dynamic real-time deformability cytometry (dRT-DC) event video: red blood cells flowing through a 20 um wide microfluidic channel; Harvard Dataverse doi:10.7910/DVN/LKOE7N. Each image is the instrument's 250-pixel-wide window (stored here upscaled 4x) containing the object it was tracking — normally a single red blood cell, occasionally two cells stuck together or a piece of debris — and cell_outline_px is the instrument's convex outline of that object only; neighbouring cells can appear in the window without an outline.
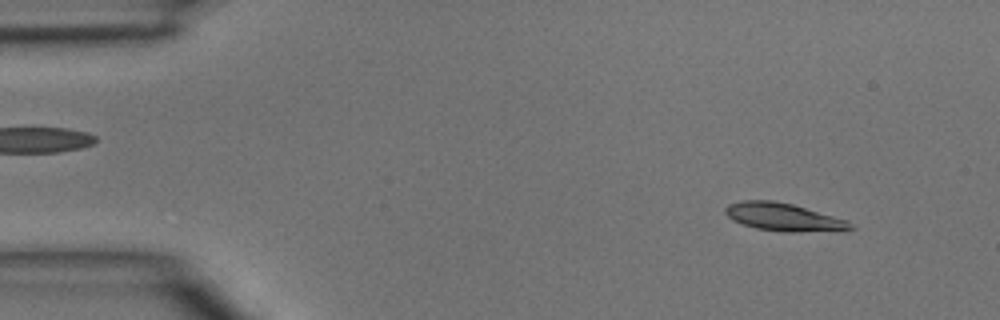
{"species": "common noctule bat (a hibernating species)", "species_latin": "Nyctalus noctula", "temperature_condition": "room temperature", "stored_images_in_passage": 46, "camera_frame_rate_fps": 3000, "um_per_image_px": 0.085, "animal": {"sex": "male", "body_mass_g": 15.6}, "frame": {"image": 1, "passage_image": 4, "time_ms": 1.0, "image_size_px": [1000, 320], "cell_outline_px": [[856, 228], [844, 232], [784, 232], [756, 228], [732, 220], [724, 212], [724, 208], [728, 204], [744, 200], [772, 200], [792, 204], [848, 220]], "centroid_in_image_um": [66.69, 18.47], "position_along_channel_um": 18.3, "area_um2": 20.69}}
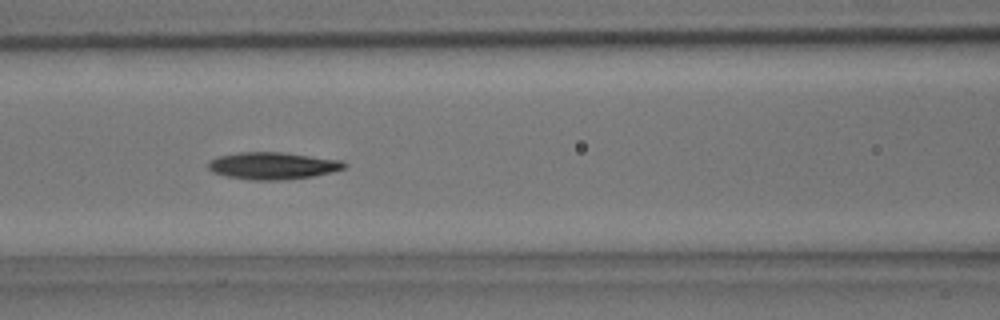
{"frame": {"image": 2, "passage_image": 19, "time_ms": 6.0, "image_size_px": [1000, 320], "cell_outline_px": [[348, 164], [344, 168], [312, 176], [280, 180], [252, 180], [228, 176], [212, 172], [208, 168], [208, 160], [216, 156], [236, 152], [280, 152], [340, 160]], "centroid_in_image_um": [23.1, 14.07], "position_along_channel_um": 143.5, "area_um2": 21.33}}
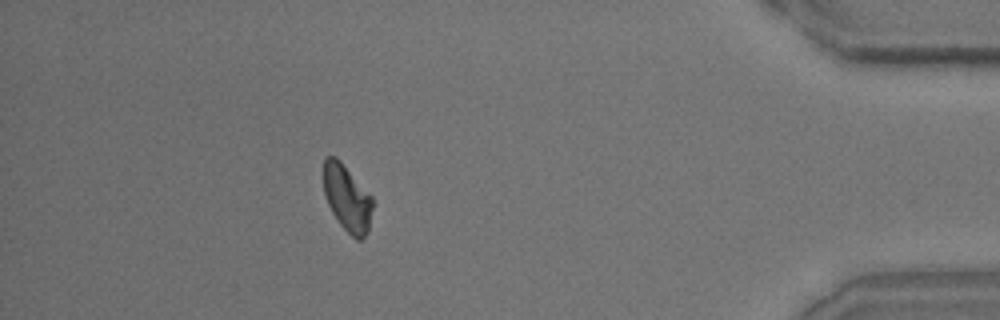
{"frame": {"image": 3, "passage_image": 41, "time_ms": 13.333, "image_size_px": [1000, 320], "cell_outline_px": [[372, 208], [368, 232], [360, 240], [356, 240], [340, 224], [332, 212], [328, 204], [324, 192], [324, 160], [328, 156], [336, 156], [340, 160], [372, 196]], "centroid_in_image_um": [29.51, 16.83], "position_along_channel_um": 405.7, "area_um2": 18.79}}